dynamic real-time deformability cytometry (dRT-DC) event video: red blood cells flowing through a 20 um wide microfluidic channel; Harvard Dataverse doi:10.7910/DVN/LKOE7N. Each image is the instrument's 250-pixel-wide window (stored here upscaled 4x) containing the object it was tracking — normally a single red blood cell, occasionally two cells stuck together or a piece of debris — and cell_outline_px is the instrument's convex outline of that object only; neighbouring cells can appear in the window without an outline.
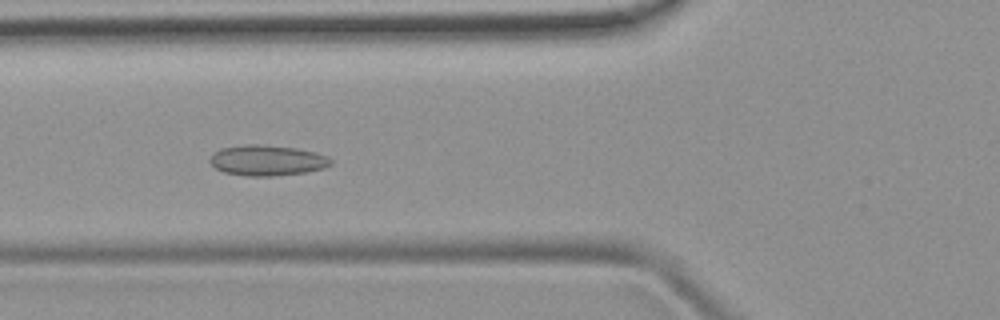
{"species": "common noctule bat (a hibernating species)", "species_latin": "Nyctalus noctula", "temperature_condition": "room temperature", "stored_images_in_passage": 8, "camera_frame_rate_fps": 3000, "um_per_image_px": 0.085, "animal": {"sex": "female", "body_mass_g": 19.9}, "frame": {"image": 1, "passage_image": 6, "time_ms": 6.667, "image_size_px": [1000, 320], "cell_outline_px": [[332, 164], [324, 168], [304, 172], [272, 176], [244, 176], [224, 172], [216, 168], [208, 160], [212, 152], [220, 148], [244, 144], [260, 144], [296, 148], [316, 152], [328, 156], [332, 160]], "centroid_in_image_um": [22.68, 13.62], "position_along_channel_um": 103.1, "area_um2": 21.73}}
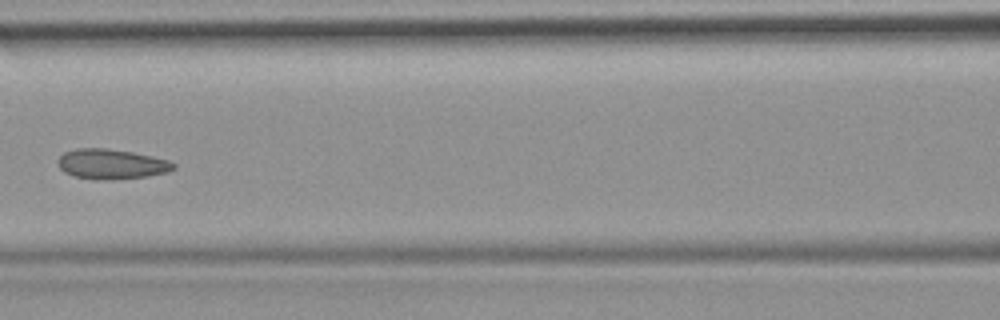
{"frame": {"image": 2, "passage_image": 7, "time_ms": 8.0, "image_size_px": [1000, 320], "cell_outline_px": [[176, 168], [168, 172], [144, 176], [112, 180], [92, 180], [72, 176], [64, 172], [60, 168], [56, 160], [64, 152], [76, 148], [104, 148], [132, 152], [152, 156], [168, 160], [176, 164]], "centroid_in_image_um": [9.43, 13.95], "position_along_channel_um": 157.2, "area_um2": 20.4}}
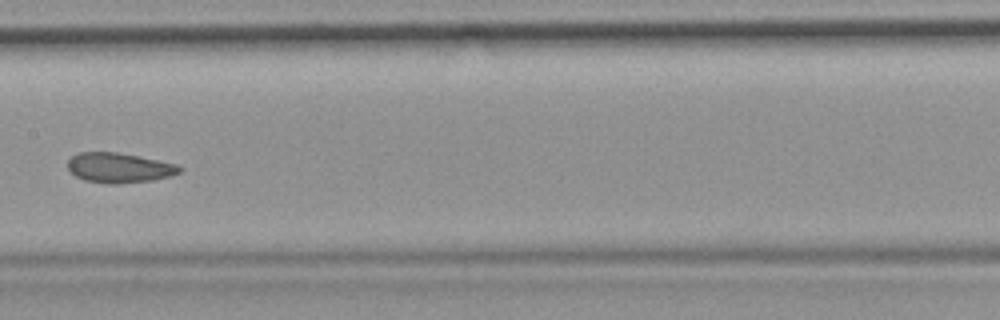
{"frame": {"image": 3, "passage_image": 8, "time_ms": 9.0, "image_size_px": [1000, 320], "cell_outline_px": [[184, 168], [180, 172], [168, 176], [152, 180], [116, 184], [112, 184], [84, 180], [68, 172], [68, 160], [72, 156], [80, 152], [116, 152], [176, 164]], "centroid_in_image_um": [10.09, 14.26], "position_along_channel_um": 197.3, "area_um2": 19.31}}